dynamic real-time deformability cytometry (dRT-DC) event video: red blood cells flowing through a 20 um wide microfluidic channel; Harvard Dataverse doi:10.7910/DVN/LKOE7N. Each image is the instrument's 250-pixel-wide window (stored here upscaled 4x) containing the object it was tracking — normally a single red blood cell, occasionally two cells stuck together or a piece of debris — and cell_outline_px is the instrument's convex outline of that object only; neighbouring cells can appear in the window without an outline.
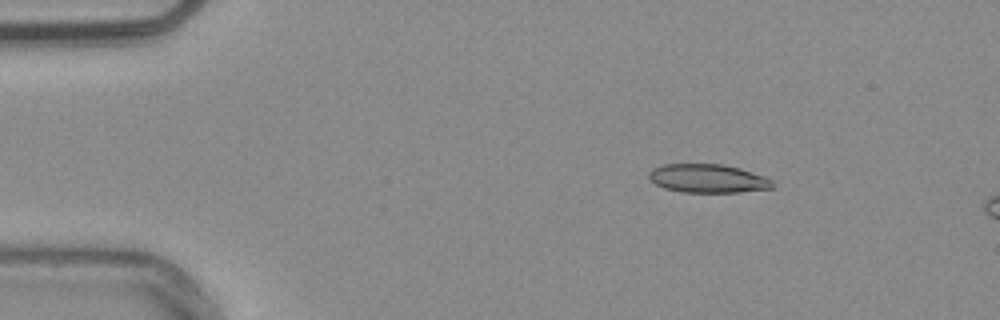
{"species": "common noctule bat (a hibernating species)", "species_latin": "Nyctalus noctula", "temperature_condition": "warm", "stored_images_in_passage": 15, "camera_frame_rate_fps": 3000, "um_per_image_px": 0.085, "animal": {"sex": "male", "body_mass_g": 20.4}, "frame": {"image": 1, "passage_image": 9, "time_ms": 2.667, "image_size_px": [1000, 320], "cell_outline_px": [[776, 188], [740, 192], [680, 192], [664, 188], [648, 180], [648, 172], [652, 168], [664, 164], [724, 164], [740, 168], [768, 176], [772, 180]], "centroid_in_image_um": [60.2, 15.17], "position_along_channel_um": 24.8, "area_um2": 21.04}}